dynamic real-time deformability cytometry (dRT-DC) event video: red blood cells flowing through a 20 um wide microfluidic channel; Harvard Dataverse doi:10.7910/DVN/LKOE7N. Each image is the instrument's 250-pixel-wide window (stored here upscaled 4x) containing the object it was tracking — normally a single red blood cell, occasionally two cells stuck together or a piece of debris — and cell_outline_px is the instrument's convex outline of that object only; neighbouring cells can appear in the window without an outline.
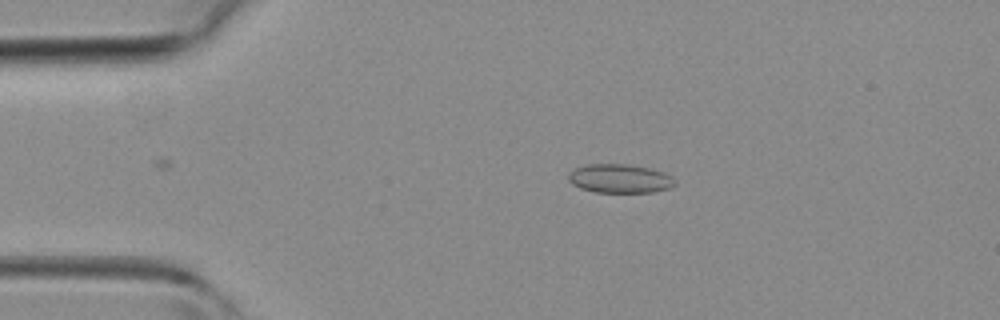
{"species": "common noctule bat (a hibernating species)", "species_latin": "Nyctalus noctula", "temperature_condition": "room temperature", "stored_images_in_passage": 31, "camera_frame_rate_fps": 3000, "um_per_image_px": 0.085, "animal": {"sex": "female", "body_mass_g": 19.3, "forearm_length_mm": 54.1}, "frame": {"image": 1, "passage_image": 6, "time_ms": 1.667, "image_size_px": [1000, 320], "cell_outline_px": [[676, 184], [668, 188], [652, 192], [596, 192], [580, 188], [572, 184], [568, 180], [568, 176], [576, 168], [588, 164], [628, 164], [648, 168], [664, 172], [672, 176], [676, 180]], "centroid_in_image_um": [52.71, 15.18], "position_along_channel_um": 32.3, "area_um2": 17.8}}
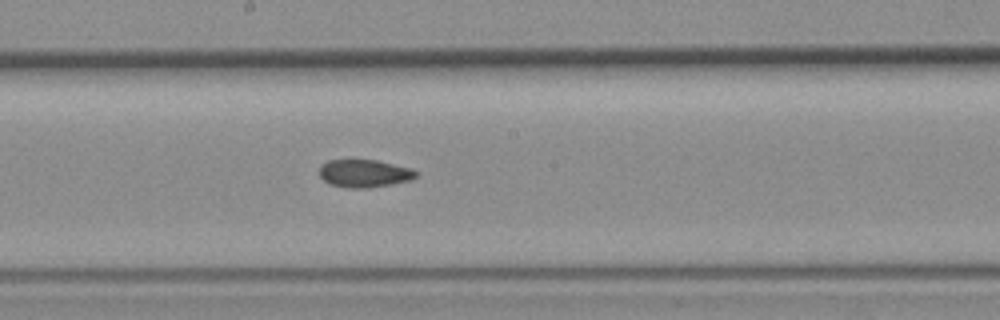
{"frame": {"image": 2, "passage_image": 20, "time_ms": 6.333, "image_size_px": [1000, 320], "cell_outline_px": [[416, 176], [412, 180], [392, 184], [364, 188], [348, 188], [328, 184], [320, 176], [320, 164], [328, 160], [352, 156], [376, 160], [412, 168], [416, 172]], "centroid_in_image_um": [30.91, 14.69], "position_along_channel_um": 217.3, "area_um2": 16.36}}
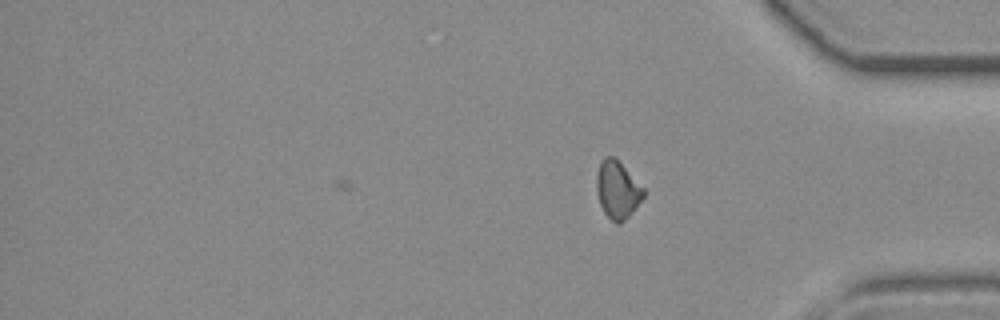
{"frame": {"image": 3, "passage_image": 31, "time_ms": 10.0, "image_size_px": [1000, 320], "cell_outline_px": [[644, 196], [632, 212], [620, 224], [616, 224], [604, 212], [600, 204], [596, 192], [596, 176], [600, 160], [604, 156], [616, 156], [644, 188]], "centroid_in_image_um": [52.47, 16.08], "position_along_channel_um": 382.7, "area_um2": 15.95}}